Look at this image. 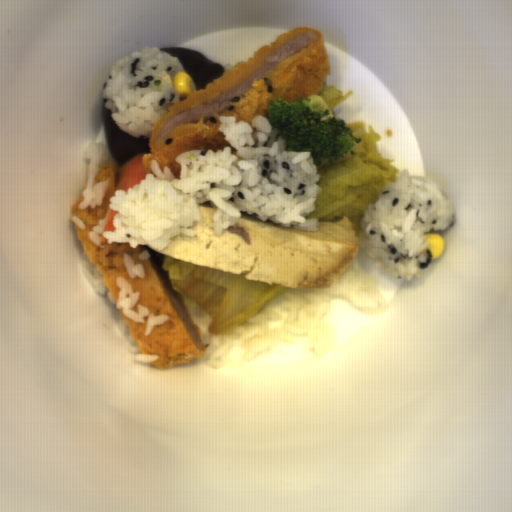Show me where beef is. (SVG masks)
I'll return each mask as SVG.
<instances>
[{"instance_id": "beef-1", "label": "beef", "mask_w": 512, "mask_h": 512, "mask_svg": "<svg viewBox=\"0 0 512 512\" xmlns=\"http://www.w3.org/2000/svg\"><path fill=\"white\" fill-rule=\"evenodd\" d=\"M226 230L229 231L231 234L241 236L246 245L250 246L252 244L251 237L248 231L241 227L240 225L234 223V225L229 226Z\"/></svg>"}]
</instances>
